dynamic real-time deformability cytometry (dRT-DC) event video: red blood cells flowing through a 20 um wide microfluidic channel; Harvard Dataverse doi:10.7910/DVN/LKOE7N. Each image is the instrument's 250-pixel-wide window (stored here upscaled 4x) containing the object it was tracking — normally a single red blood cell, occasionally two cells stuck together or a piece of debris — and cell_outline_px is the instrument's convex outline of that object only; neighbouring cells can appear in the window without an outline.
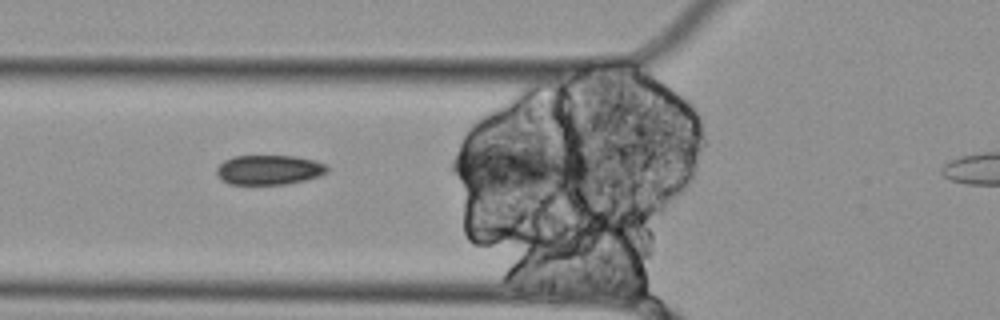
{"species": "Egyptian fruit bat (a non-hibernating species)", "species_latin": "Rousettus aegyptiacus", "temperature_condition": "cold", "stored_images_in_passage": 7, "camera_frame_rate_fps": 3000, "um_per_image_px": 0.085, "animal": {"sex": "female"}, "frame": {"image": 1, "passage_image": 5, "time_ms": 1.333, "image_size_px": [1000, 320], "cell_outline_px": [[328, 172], [320, 176], [304, 180], [284, 184], [228, 184], [216, 172], [216, 168], [224, 160], [232, 156], [296, 156], [316, 160], [324, 164], [328, 168]], "centroid_in_image_um": [22.89, 14.42], "position_along_channel_um": 102.9, "area_um2": 19.07}}